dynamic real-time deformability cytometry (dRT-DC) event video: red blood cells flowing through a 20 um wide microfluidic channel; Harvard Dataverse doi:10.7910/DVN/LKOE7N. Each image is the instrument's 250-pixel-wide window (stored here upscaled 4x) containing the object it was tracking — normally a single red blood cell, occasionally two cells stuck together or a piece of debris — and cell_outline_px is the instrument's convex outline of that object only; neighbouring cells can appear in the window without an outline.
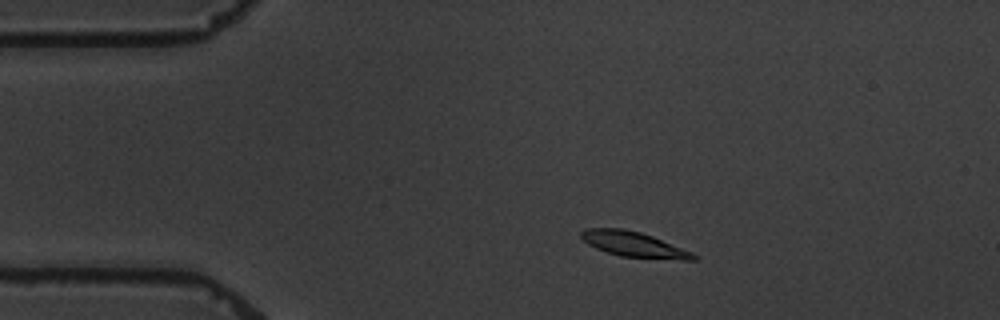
{"species": "common noctule bat (a hibernating species)", "species_latin": "Nyctalus noctula", "temperature_condition": "warm", "stored_images_in_passage": 5, "camera_frame_rate_fps": 3000, "um_per_image_px": 0.085, "animal": {"sex": "male", "body_mass_g": 19.5, "forearm_length_mm": 54.6}, "frame": {"image": 1, "passage_image": 2, "time_ms": 1.333, "image_size_px": [1000, 320], "cell_outline_px": [[700, 256], [696, 260], [680, 260], [620, 256], [596, 248], [588, 244], [580, 236], [580, 232], [584, 228], [624, 228], [640, 232], [652, 236], [692, 252]], "centroid_in_image_um": [53.89, 20.77], "position_along_channel_um": 31.1, "area_um2": 16.53}}
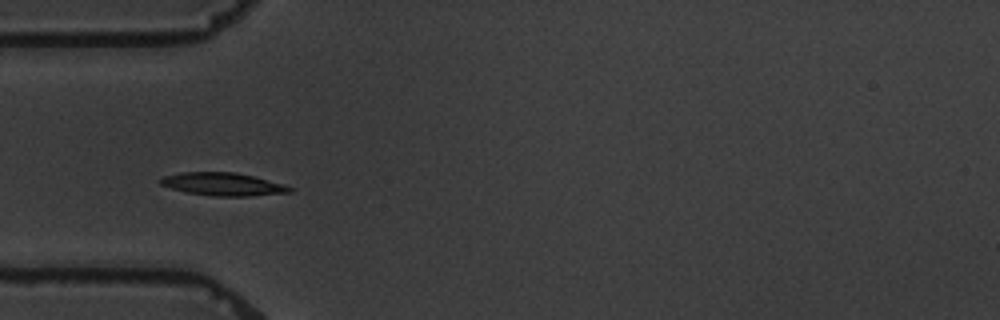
{"frame": {"image": 2, "passage_image": 4, "time_ms": 3.667, "image_size_px": [1000, 320], "cell_outline_px": [[292, 192], [248, 196], [216, 196], [184, 192], [160, 184], [156, 180], [164, 176], [180, 172], [236, 172], [284, 184], [292, 188]], "centroid_in_image_um": [18.91, 15.65], "position_along_channel_um": 66.1, "area_um2": 17.22}}
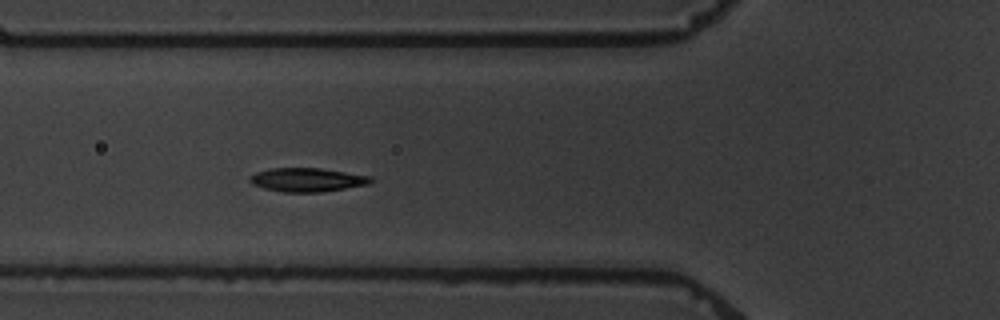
{"frame": {"image": 3, "passage_image": 5, "time_ms": 4.667, "image_size_px": [1000, 320], "cell_outline_px": [[376, 180], [372, 184], [320, 192], [284, 192], [264, 188], [252, 184], [248, 180], [248, 176], [256, 172], [272, 168], [320, 168], [372, 176]], "centroid_in_image_um": [26.15, 15.28], "position_along_channel_um": 99.6, "area_um2": 16.94}}